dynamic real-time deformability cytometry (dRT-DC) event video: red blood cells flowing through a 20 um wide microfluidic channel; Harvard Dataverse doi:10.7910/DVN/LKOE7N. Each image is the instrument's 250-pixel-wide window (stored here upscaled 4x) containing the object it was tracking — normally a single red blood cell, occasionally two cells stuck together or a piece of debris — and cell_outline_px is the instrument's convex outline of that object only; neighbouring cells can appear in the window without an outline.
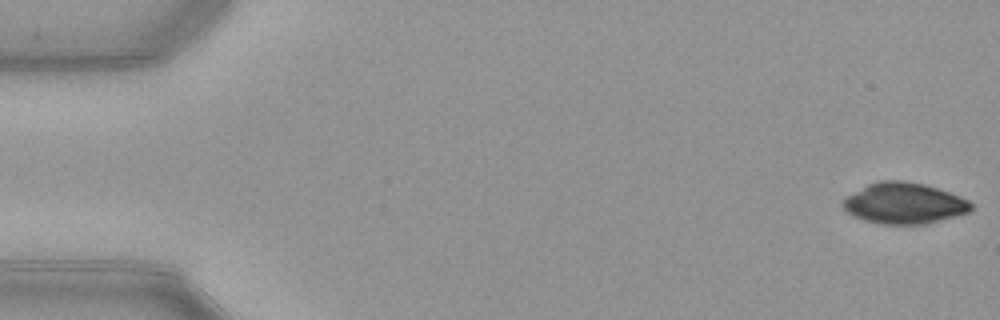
{"species": "common noctule bat (a hibernating species)", "species_latin": "Nyctalus noctula", "temperature_condition": "warm", "stored_images_in_passage": 51, "camera_frame_rate_fps": 3000, "um_per_image_px": 0.085, "animal": {"sex": "female", "body_mass_g": 21.9}, "frame": {"image": 1, "passage_image": 1, "time_ms": 0.0, "image_size_px": [1000, 320], "cell_outline_px": [[972, 208], [968, 212], [928, 224], [880, 224], [864, 220], [852, 216], [840, 204], [848, 196], [868, 184], [880, 180], [904, 180], [924, 184], [960, 196], [968, 200], [972, 204]], "centroid_in_image_um": [76.84, 17.28], "position_along_channel_um": 8.2, "area_um2": 30.52}}
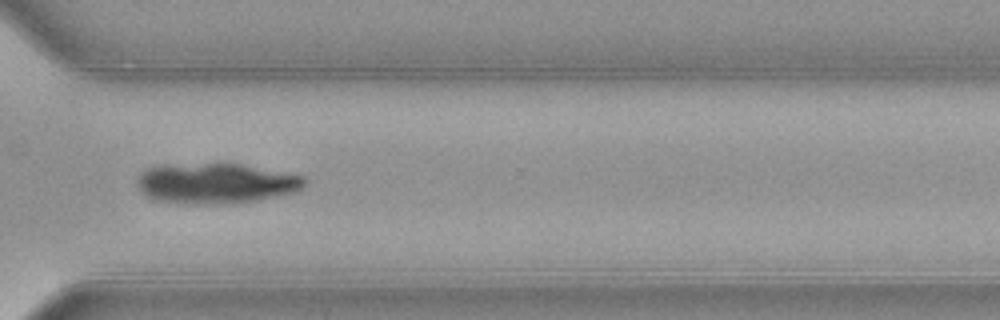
{"frame": {"image": 2, "passage_image": 38, "time_ms": 12.333, "image_size_px": [1000, 320], "cell_outline_px": [[304, 184], [296, 192], [236, 204], [184, 204], [156, 200], [148, 196], [140, 188], [136, 180], [140, 172], [148, 168], [160, 164], [240, 164], [304, 176]], "centroid_in_image_um": [18.31, 15.59], "position_along_channel_um": 352.3, "area_um2": 39.36}}
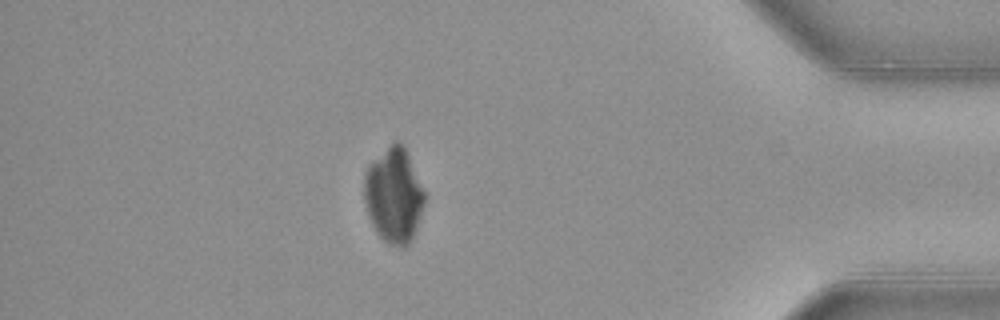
{"frame": {"image": 3, "passage_image": 45, "time_ms": 14.667, "image_size_px": [1000, 320], "cell_outline_px": [[424, 200], [416, 228], [408, 244], [404, 248], [400, 248], [388, 244], [380, 236], [372, 224], [368, 216], [364, 200], [364, 172], [368, 164], [392, 140], [400, 140], [408, 156], [424, 192]], "centroid_in_image_um": [33.42, 16.58], "position_along_channel_um": 401.8, "area_um2": 33.18}}